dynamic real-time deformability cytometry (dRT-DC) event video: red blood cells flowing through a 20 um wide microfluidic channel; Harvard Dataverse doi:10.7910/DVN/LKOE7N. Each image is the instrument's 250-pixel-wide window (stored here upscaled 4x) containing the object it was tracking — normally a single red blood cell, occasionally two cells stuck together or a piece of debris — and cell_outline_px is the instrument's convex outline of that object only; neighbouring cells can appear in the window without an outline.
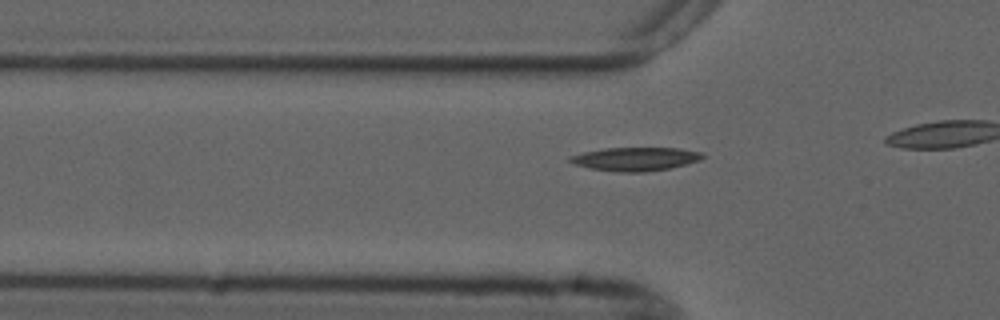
{"species": "common noctule bat (a hibernating species)", "species_latin": "Nyctalus noctula", "temperature_condition": "cold", "stored_images_in_passage": 12, "camera_frame_rate_fps": 3000, "um_per_image_px": 0.085, "animal": {"sex": "male", "forearm_length_mm": 52.5}, "frame": {"image": 1, "passage_image": 6, "time_ms": 1.667, "image_size_px": [1000, 320], "cell_outline_px": [[704, 156], [700, 160], [668, 168], [644, 172], [624, 172], [588, 168], [576, 164], [568, 160], [568, 156], [584, 152], [604, 148], [680, 148], [704, 152]], "centroid_in_image_um": [54.01, 13.5], "position_along_channel_um": 71.8, "area_um2": 18.03}}
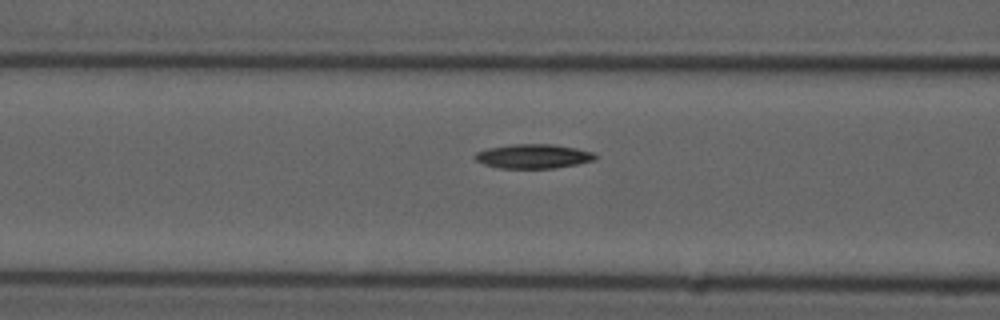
{"frame": {"image": 2, "passage_image": 10, "time_ms": 3.0, "image_size_px": [1000, 320], "cell_outline_px": [[600, 156], [596, 160], [576, 164], [552, 168], [496, 168], [484, 164], [476, 160], [472, 156], [476, 152], [488, 148], [516, 144], [552, 144], [576, 148], [592, 152]], "centroid_in_image_um": [45.33, 13.28], "position_along_channel_um": 121.3, "area_um2": 17.05}}